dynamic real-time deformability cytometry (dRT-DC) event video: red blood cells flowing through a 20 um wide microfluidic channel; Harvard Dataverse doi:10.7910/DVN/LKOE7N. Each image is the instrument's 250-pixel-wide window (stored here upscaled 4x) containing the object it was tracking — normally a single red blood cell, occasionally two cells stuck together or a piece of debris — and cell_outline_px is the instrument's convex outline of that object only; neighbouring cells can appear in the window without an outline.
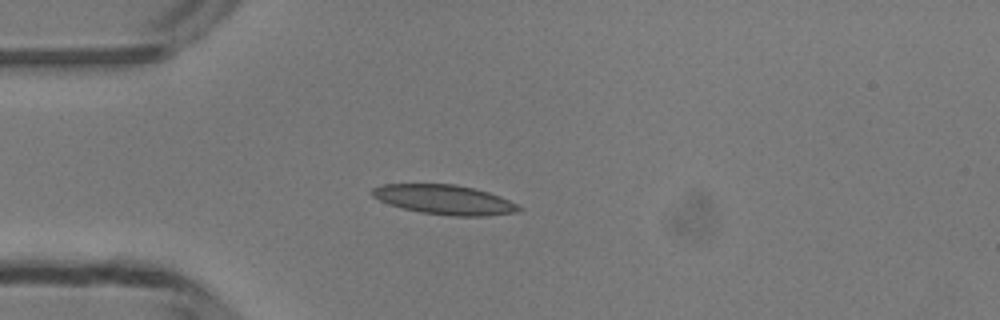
{"species": "common noctule bat (a hibernating species)", "species_latin": "Nyctalus noctula", "temperature_condition": "room temperature", "stored_images_in_passage": 20, "camera_frame_rate_fps": 3000, "um_per_image_px": 0.085, "animal": {"sex": "male", "body_mass_g": 13.3}, "frame": {"image": 1, "passage_image": 9, "time_ms": 2.667, "image_size_px": [1000, 320], "cell_outline_px": [[524, 208], [520, 212], [488, 216], [452, 216], [420, 212], [388, 204], [372, 196], [372, 188], [384, 184], [456, 184], [476, 188], [500, 196]], "centroid_in_image_um": [37.83, 16.97], "position_along_channel_um": 47.2, "area_um2": 25.37}}
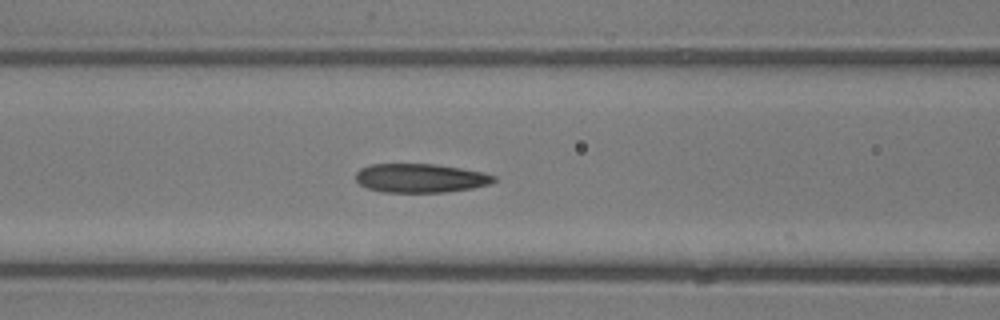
{"frame": {"image": 2, "passage_image": 16, "time_ms": 5.0, "image_size_px": [1000, 320], "cell_outline_px": [[496, 180], [488, 184], [472, 188], [444, 192], [384, 192], [368, 188], [360, 184], [356, 180], [356, 172], [360, 168], [372, 164], [436, 164], [484, 172], [496, 176]], "centroid_in_image_um": [35.74, 15.13], "position_along_channel_um": 130.9, "area_um2": 23.18}}
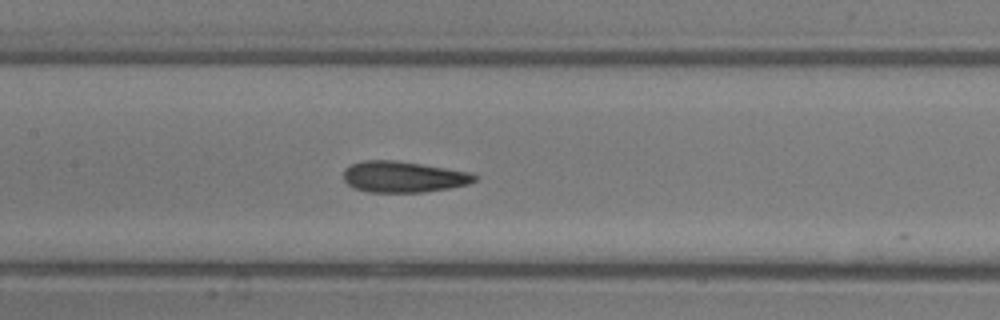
{"frame": {"image": 3, "passage_image": 19, "time_ms": 6.0, "image_size_px": [1000, 320], "cell_outline_px": [[480, 176], [476, 180], [468, 184], [448, 188], [424, 192], [368, 192], [352, 188], [344, 180], [344, 168], [352, 164], [364, 160], [396, 160], [472, 172]], "centroid_in_image_um": [34.3, 15.03], "position_along_channel_um": 173.1, "area_um2": 23.93}}